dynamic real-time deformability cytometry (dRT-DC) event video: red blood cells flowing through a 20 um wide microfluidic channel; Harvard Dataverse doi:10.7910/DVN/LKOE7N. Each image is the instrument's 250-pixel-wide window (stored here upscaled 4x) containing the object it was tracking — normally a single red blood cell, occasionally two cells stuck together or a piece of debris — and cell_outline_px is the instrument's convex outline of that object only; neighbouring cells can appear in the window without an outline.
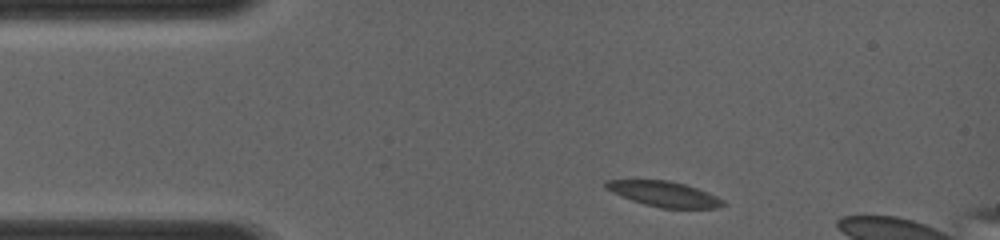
{"species": "common noctule bat (a hibernating species)", "species_latin": "Nyctalus noctula", "temperature_condition": "room temperature", "stored_images_in_passage": 9, "camera_frame_rate_fps": 4000, "um_per_image_px": 0.085, "animal": {"sex": "female", "body_mass_g": 19.0, "forearm_length_mm": 56.7}, "frame": {"image": 1, "passage_image": 1, "time_ms": 0.0, "image_size_px": [1000, 240], "cell_outline_px": [[728, 204], [716, 208], [660, 208], [644, 204], [632, 200], [612, 192], [604, 188], [604, 180], [668, 180], [684, 184], [708, 192], [724, 200]], "centroid_in_image_um": [56.45, 16.49], "position_along_channel_um": 28.5, "area_um2": 17.28}}
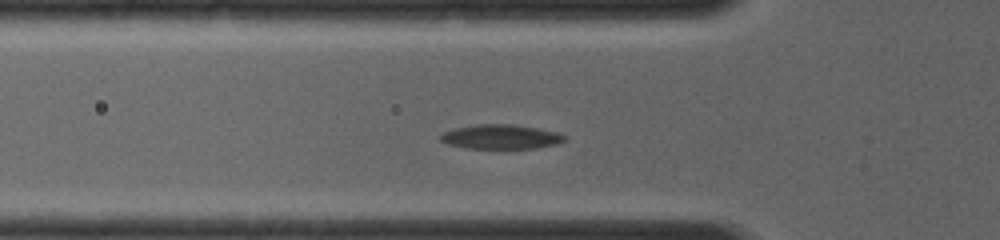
{"frame": {"image": 2, "passage_image": 6, "time_ms": 2.25, "image_size_px": [1000, 240], "cell_outline_px": [[568, 136], [564, 140], [556, 144], [536, 148], [468, 148], [448, 144], [440, 140], [440, 136], [444, 132], [456, 128], [476, 124], [512, 124], [540, 128], [556, 132]], "centroid_in_image_um": [42.6, 11.62], "position_along_channel_um": 83.2, "area_um2": 17.57}}
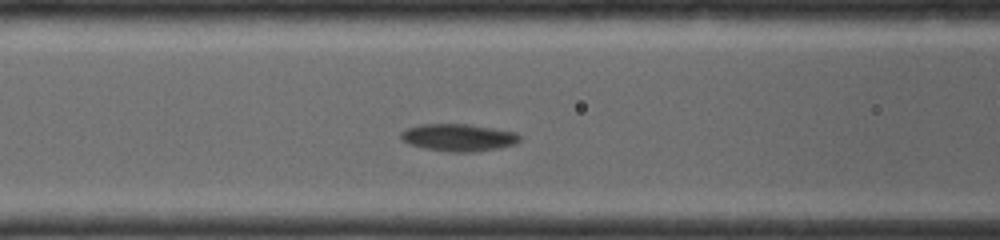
{"frame": {"image": 3, "passage_image": 8, "time_ms": 3.25, "image_size_px": [1000, 240], "cell_outline_px": [[520, 140], [516, 144], [500, 148], [472, 152], [448, 152], [424, 148], [408, 144], [400, 136], [400, 132], [408, 128], [420, 124], [468, 124], [516, 132], [520, 136]], "centroid_in_image_um": [38.98, 11.69], "position_along_channel_um": 127.6, "area_um2": 18.96}}